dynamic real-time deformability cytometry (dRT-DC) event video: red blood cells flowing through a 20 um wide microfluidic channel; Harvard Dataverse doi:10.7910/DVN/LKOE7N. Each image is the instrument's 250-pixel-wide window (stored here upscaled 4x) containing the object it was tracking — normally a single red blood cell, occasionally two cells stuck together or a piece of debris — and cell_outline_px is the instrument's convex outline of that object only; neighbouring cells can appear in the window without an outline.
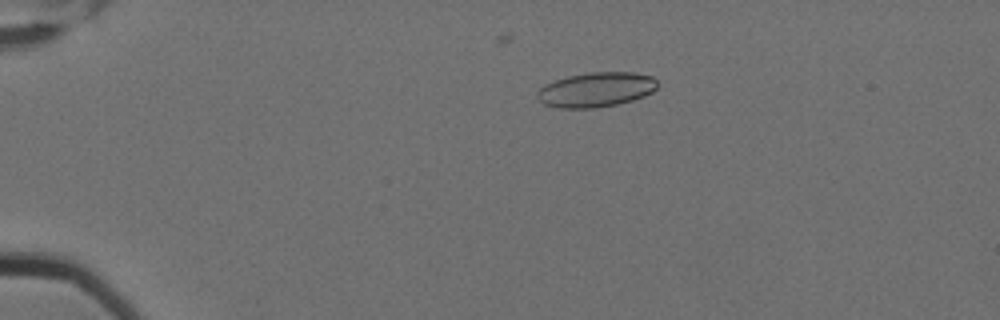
{"species": "Egyptian fruit bat (a non-hibernating species)", "species_latin": "Rousettus aegyptiacus", "temperature_condition": "cold", "stored_images_in_passage": 6, "camera_frame_rate_fps": 3000, "um_per_image_px": 0.085, "animal": {"sex": "female"}, "frame": {"image": 1, "passage_image": 4, "time_ms": 1.0, "image_size_px": [1000, 320], "cell_outline_px": [[660, 84], [652, 92], [644, 96], [632, 100], [616, 104], [596, 108], [560, 108], [544, 104], [536, 96], [536, 92], [544, 84], [568, 76], [588, 72], [632, 72], [652, 76]], "centroid_in_image_um": [50.67, 7.61], "position_along_channel_um": 34.3, "area_um2": 24.39}}
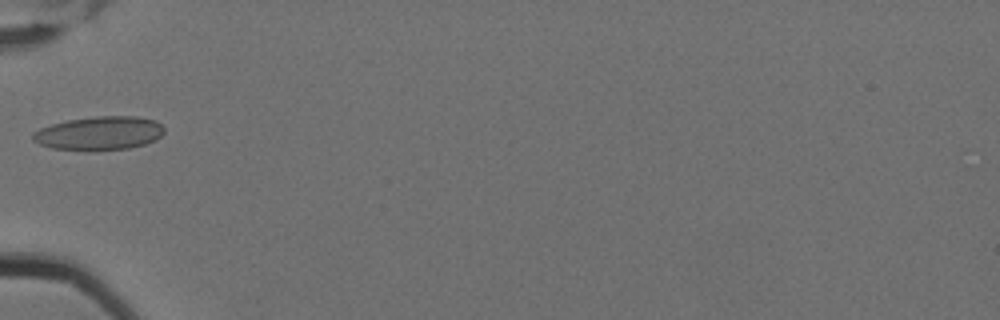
{"frame": {"image": 2, "passage_image": 6, "time_ms": 1.667, "image_size_px": [1000, 320], "cell_outline_px": [[164, 132], [156, 140], [144, 144], [128, 148], [92, 152], [52, 148], [40, 144], [32, 140], [32, 132], [40, 128], [52, 124], [68, 120], [96, 116], [136, 116], [156, 120], [164, 128]], "centroid_in_image_um": [8.43, 11.34], "position_along_channel_um": 76.6, "area_um2": 26.13}}